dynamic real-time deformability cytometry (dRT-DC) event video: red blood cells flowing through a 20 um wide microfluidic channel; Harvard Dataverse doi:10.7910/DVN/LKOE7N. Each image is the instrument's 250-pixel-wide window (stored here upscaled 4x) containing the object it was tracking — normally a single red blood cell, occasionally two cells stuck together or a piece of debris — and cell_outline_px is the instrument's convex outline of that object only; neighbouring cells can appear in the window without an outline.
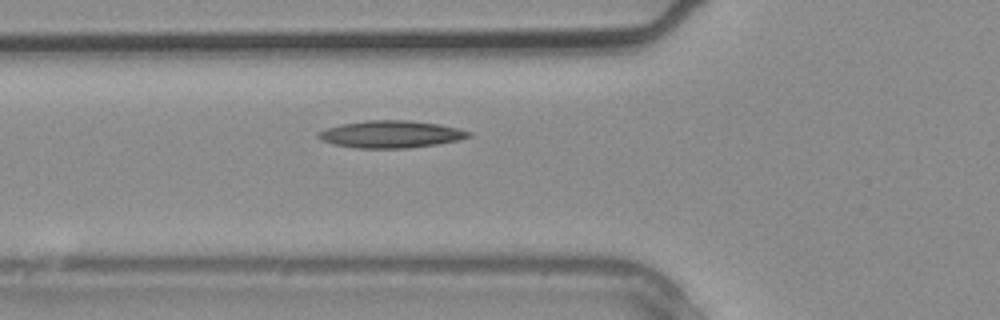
{"species": "common noctule bat (a hibernating species)", "species_latin": "Nyctalus noctula", "temperature_condition": "warm", "stored_images_in_passage": 3, "camera_frame_rate_fps": 3000, "um_per_image_px": 0.085, "animal": {"sex": "male", "body_mass_g": 20.4}, "frame": {"image": 1, "passage_image": 3, "time_ms": 0.667, "image_size_px": [1000, 320], "cell_outline_px": [[472, 136], [456, 140], [436, 144], [408, 148], [356, 148], [332, 144], [320, 140], [316, 136], [316, 132], [340, 124], [364, 120], [408, 120], [440, 124], [472, 132]], "centroid_in_image_um": [33.17, 11.4], "position_along_channel_um": 92.6, "area_um2": 23.93}}